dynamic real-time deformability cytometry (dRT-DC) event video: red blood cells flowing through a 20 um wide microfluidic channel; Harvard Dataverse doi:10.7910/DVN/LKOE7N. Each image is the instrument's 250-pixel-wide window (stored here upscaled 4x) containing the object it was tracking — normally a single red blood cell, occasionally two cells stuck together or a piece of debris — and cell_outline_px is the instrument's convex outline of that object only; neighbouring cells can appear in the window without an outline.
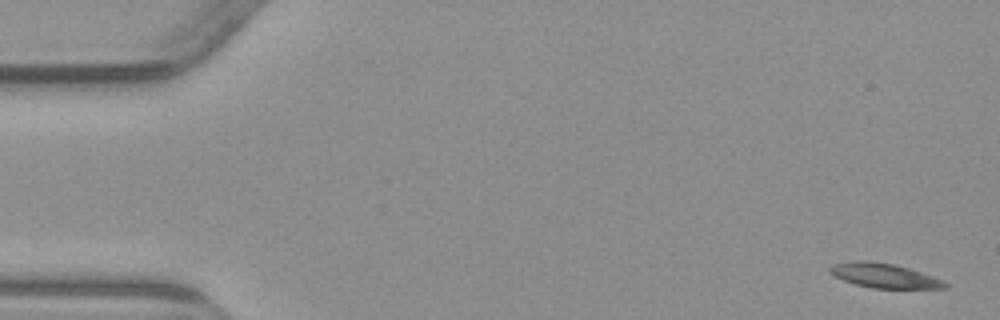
{"species": "common noctule bat (a hibernating species)", "species_latin": "Nyctalus noctula", "temperature_condition": "warm", "stored_images_in_passage": 4, "camera_frame_rate_fps": 3000, "um_per_image_px": 0.085, "animal": {"sex": "male", "body_mass_g": 23.1, "forearm_length_mm": 52.7}, "frame": {"image": 1, "passage_image": 1, "time_ms": 0.0, "image_size_px": [1000, 320], "cell_outline_px": [[948, 288], [872, 288], [856, 284], [844, 280], [828, 272], [828, 268], [832, 264], [852, 260], [868, 260], [892, 264], [908, 268], [932, 276], [948, 284]], "centroid_in_image_um": [75.09, 23.41], "position_along_channel_um": 9.9, "area_um2": 16.24}}